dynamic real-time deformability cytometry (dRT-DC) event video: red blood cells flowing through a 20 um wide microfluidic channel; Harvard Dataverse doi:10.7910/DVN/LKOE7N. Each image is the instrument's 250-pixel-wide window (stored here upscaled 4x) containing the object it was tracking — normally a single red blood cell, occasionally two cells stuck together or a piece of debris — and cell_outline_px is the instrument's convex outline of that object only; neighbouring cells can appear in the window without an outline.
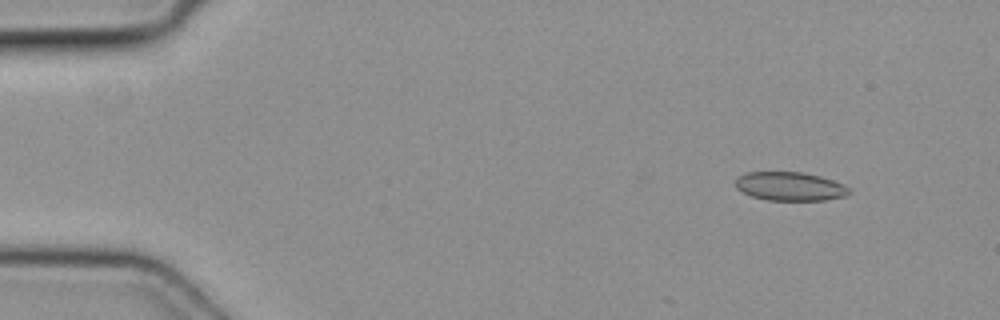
{"species": "common noctule bat (a hibernating species)", "species_latin": "Nyctalus noctula", "temperature_condition": "cold", "stored_images_in_passage": 6, "camera_frame_rate_fps": 3000, "um_per_image_px": 0.085, "animal": {"sex": "female", "body_mass_g": 19.3, "forearm_length_mm": 54.1}, "frame": {"image": 1, "passage_image": 2, "time_ms": 0.333, "image_size_px": [1000, 320], "cell_outline_px": [[852, 192], [844, 196], [824, 200], [768, 200], [752, 196], [736, 188], [736, 176], [744, 172], [804, 172], [820, 176], [844, 184]], "centroid_in_image_um": [67.13, 15.83], "position_along_channel_um": 17.9, "area_um2": 19.02}}